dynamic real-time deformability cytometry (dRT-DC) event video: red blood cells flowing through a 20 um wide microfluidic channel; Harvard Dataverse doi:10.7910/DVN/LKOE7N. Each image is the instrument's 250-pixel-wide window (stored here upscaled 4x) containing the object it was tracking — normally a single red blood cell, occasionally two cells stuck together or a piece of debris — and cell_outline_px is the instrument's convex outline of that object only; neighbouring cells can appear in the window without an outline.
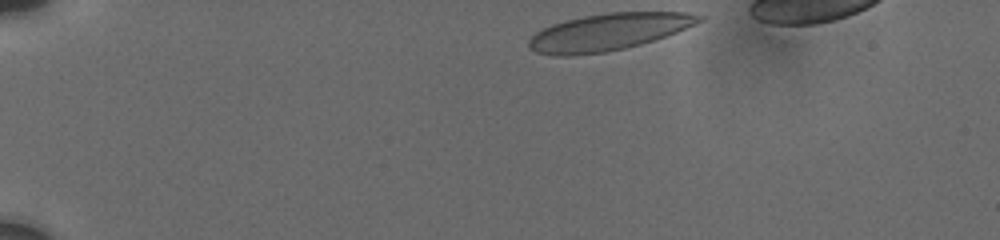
{"species": "human", "species_latin": "Homo sapiens", "temperature_condition": "cold", "stored_images_in_passage": 14, "camera_frame_rate_fps": 3000, "um_per_image_px": 0.085, "donor": {"sex": "male"}, "frame": {"image": 1, "passage_image": 1, "time_ms": 0.0, "image_size_px": [1000, 240], "cell_outline_px": [[704, 20], [676, 32], [640, 44], [624, 48], [604, 52], [572, 56], [556, 56], [536, 52], [528, 48], [528, 40], [536, 32], [552, 24], [564, 20], [584, 16], [608, 12], [688, 12], [704, 16]], "centroid_in_image_um": [51.69, 2.71], "position_along_channel_um": 33.3, "area_um2": 36.53}}
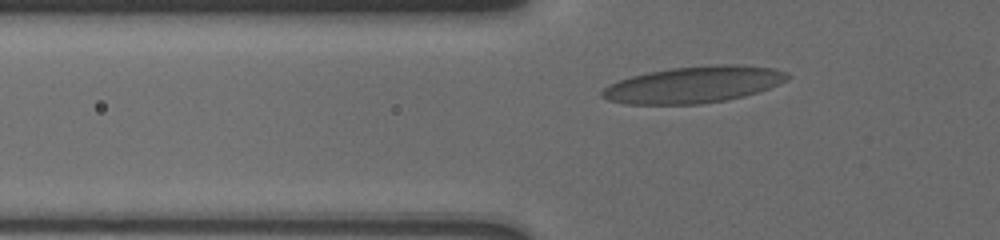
{"frame": {"image": 2, "passage_image": 12, "time_ms": 3.0, "image_size_px": [1000, 240], "cell_outline_px": [[792, 76], [788, 80], [780, 84], [756, 92], [724, 100], [696, 104], [628, 104], [608, 100], [600, 96], [600, 92], [604, 88], [620, 80], [632, 76], [648, 72], [672, 68], [716, 64], [736, 64], [772, 68], [788, 72]], "centroid_in_image_um": [58.98, 7.18], "position_along_channel_um": 66.8, "area_um2": 39.19}}
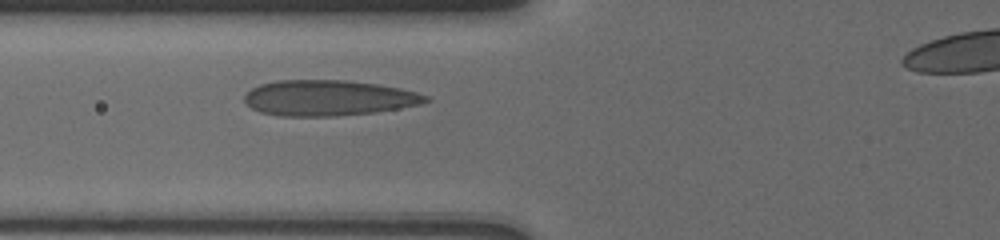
{"frame": {"image": 3, "passage_image": 14, "time_ms": 4.0, "image_size_px": [1000, 240], "cell_outline_px": [[432, 100], [420, 104], [372, 112], [336, 116], [280, 116], [260, 112], [252, 108], [244, 100], [244, 96], [252, 88], [260, 84], [276, 80], [348, 80], [376, 84], [400, 88], [416, 92], [428, 96]], "centroid_in_image_um": [27.9, 8.32], "position_along_channel_um": 97.9, "area_um2": 37.45}}